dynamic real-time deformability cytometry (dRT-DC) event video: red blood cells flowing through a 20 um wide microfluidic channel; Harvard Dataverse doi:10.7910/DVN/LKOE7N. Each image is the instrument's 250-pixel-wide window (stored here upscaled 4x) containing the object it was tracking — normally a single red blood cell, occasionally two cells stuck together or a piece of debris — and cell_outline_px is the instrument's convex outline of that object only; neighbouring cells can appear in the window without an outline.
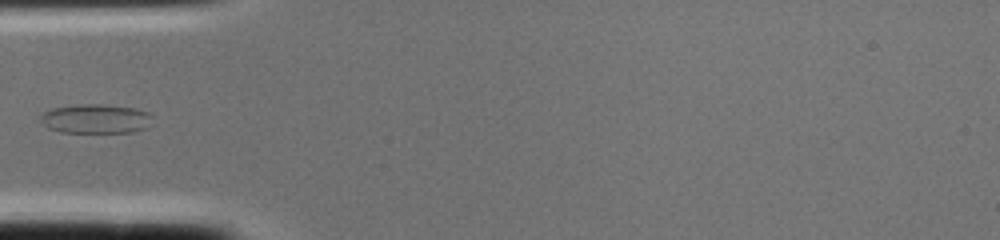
{"species": "common noctule bat (a hibernating species)", "species_latin": "Nyctalus noctula", "temperature_condition": "cold", "stored_images_in_passage": 2, "camera_frame_rate_fps": 3000, "um_per_image_px": 0.085, "animal": {"sex": "female", "body_mass_g": 22.0, "forearm_length_mm": 56.7}, "frame": {"image": 1, "passage_image": 2, "time_ms": 0.333, "image_size_px": [1000, 240], "cell_outline_px": [[152, 116], [144, 128], [132, 132], [60, 132], [48, 128], [40, 120], [40, 116], [44, 112], [52, 108], [80, 104], [104, 104], [132, 108], [148, 112]], "centroid_in_image_um": [8.08, 10.09], "position_along_channel_um": 76.9, "area_um2": 18.84}}